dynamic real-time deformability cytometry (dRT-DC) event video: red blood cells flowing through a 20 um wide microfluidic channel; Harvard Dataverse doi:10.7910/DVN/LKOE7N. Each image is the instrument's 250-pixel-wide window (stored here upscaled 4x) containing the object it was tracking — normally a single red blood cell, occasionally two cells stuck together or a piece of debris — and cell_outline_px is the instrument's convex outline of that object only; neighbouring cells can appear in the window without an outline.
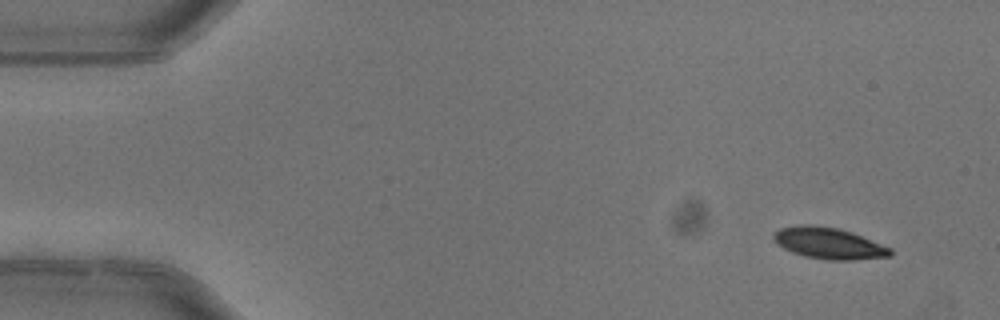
{"species": "common noctule bat (a hibernating species)", "species_latin": "Nyctalus noctula", "temperature_condition": "warm", "stored_images_in_passage": 4, "camera_frame_rate_fps": 3000, "um_per_image_px": 0.085, "animal": {"sex": "female"}, "frame": {"image": 1, "passage_image": 1, "time_ms": 0.0, "image_size_px": [1000, 320], "cell_outline_px": [[892, 256], [852, 260], [828, 260], [804, 256], [792, 252], [776, 244], [772, 236], [780, 228], [800, 224], [808, 224], [840, 228], [852, 232], [892, 248]], "centroid_in_image_um": [70.45, 20.67], "position_along_channel_um": 14.5, "area_um2": 21.44}}